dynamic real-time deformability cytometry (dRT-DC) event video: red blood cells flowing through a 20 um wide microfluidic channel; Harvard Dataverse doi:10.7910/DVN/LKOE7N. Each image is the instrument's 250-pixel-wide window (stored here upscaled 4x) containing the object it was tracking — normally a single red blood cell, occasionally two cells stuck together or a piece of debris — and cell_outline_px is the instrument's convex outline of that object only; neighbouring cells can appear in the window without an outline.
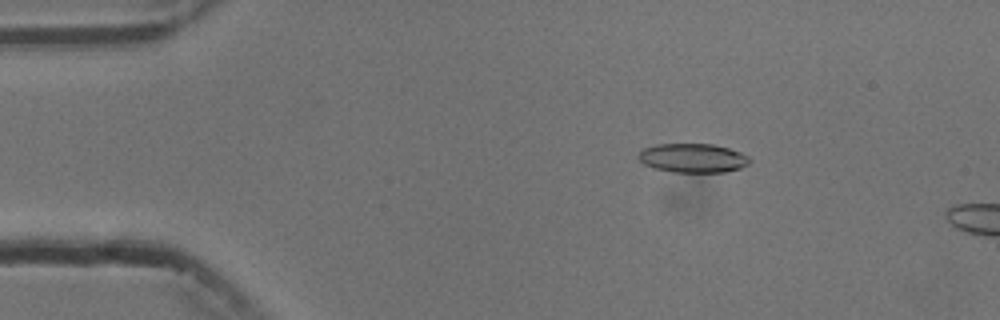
{"species": "common noctule bat (a hibernating species)", "species_latin": "Nyctalus noctula", "temperature_condition": "cold", "stored_images_in_passage": 54, "camera_frame_rate_fps": 3000, "um_per_image_px": 0.085, "animal": {"sex": "male", "body_mass_g": 13.3}, "frame": {"image": 1, "passage_image": 9, "time_ms": 2.667, "image_size_px": [1000, 320], "cell_outline_px": [[752, 160], [748, 164], [740, 168], [724, 172], [672, 172], [652, 168], [644, 164], [636, 156], [644, 148], [656, 144], [712, 144], [728, 148], [740, 152], [748, 156]], "centroid_in_image_um": [58.88, 13.44], "position_along_channel_um": 26.1, "area_um2": 18.9}}
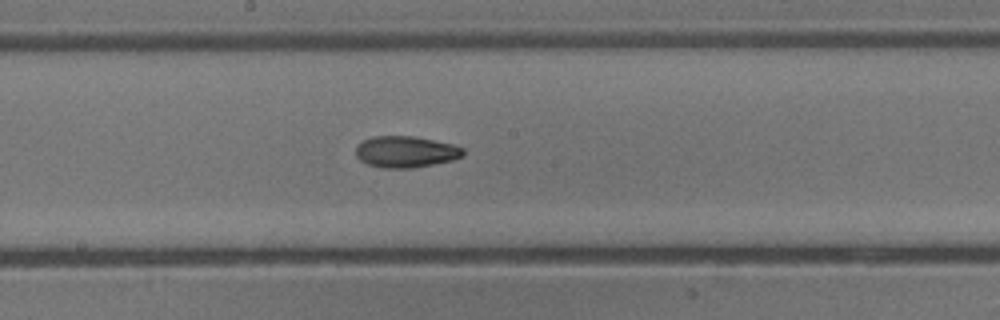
{"frame": {"image": 2, "passage_image": 29, "time_ms": 9.333, "image_size_px": [1000, 320], "cell_outline_px": [[464, 156], [452, 160], [412, 168], [384, 168], [368, 164], [360, 160], [356, 156], [356, 144], [372, 136], [412, 136], [452, 144], [464, 148]], "centroid_in_image_um": [34.47, 12.9], "position_along_channel_um": 213.7, "area_um2": 19.59}}
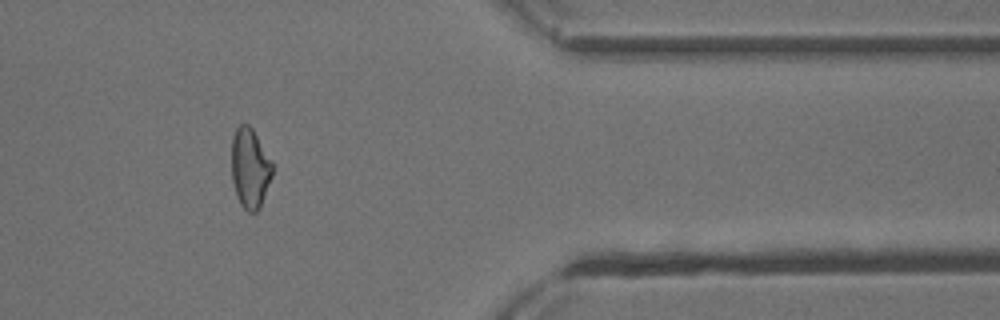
{"frame": {"image": 3, "passage_image": 45, "time_ms": 14.667, "image_size_px": [1000, 320], "cell_outline_px": [[272, 176], [260, 208], [256, 212], [248, 212], [240, 204], [236, 196], [232, 180], [232, 136], [236, 128], [240, 124], [248, 124], [252, 128], [272, 160]], "centroid_in_image_um": [21.25, 14.3], "position_along_channel_um": 390.2, "area_um2": 19.13}, "authors_computed_cell_mechanics": {"area_um2": 19.363, "velocity_mm_per_s": 3.7564, "shape_relaxation_time_tau1_ms": 7.3749, "shape_relaxation_time_tau2_ms": 4.2619, "deformation_change_tau1": 0.209, "deformation_change_tau2": 0.1122}}